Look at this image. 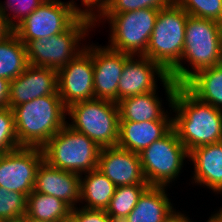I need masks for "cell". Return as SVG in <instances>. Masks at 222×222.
Masks as SVG:
<instances>
[{"instance_id":"cell-1","label":"cell","mask_w":222,"mask_h":222,"mask_svg":"<svg viewBox=\"0 0 222 222\" xmlns=\"http://www.w3.org/2000/svg\"><path fill=\"white\" fill-rule=\"evenodd\" d=\"M163 88L169 107L175 112L173 129L188 152L222 141V110L200 101L170 77Z\"/></svg>"},{"instance_id":"cell-2","label":"cell","mask_w":222,"mask_h":222,"mask_svg":"<svg viewBox=\"0 0 222 222\" xmlns=\"http://www.w3.org/2000/svg\"><path fill=\"white\" fill-rule=\"evenodd\" d=\"M222 23L211 19L188 16L185 42L180 62L168 73L178 85H183L197 71L221 63ZM187 61L191 67L184 66Z\"/></svg>"},{"instance_id":"cell-3","label":"cell","mask_w":222,"mask_h":222,"mask_svg":"<svg viewBox=\"0 0 222 222\" xmlns=\"http://www.w3.org/2000/svg\"><path fill=\"white\" fill-rule=\"evenodd\" d=\"M20 147L42 148L66 124L67 107L59 93L12 108Z\"/></svg>"},{"instance_id":"cell-4","label":"cell","mask_w":222,"mask_h":222,"mask_svg":"<svg viewBox=\"0 0 222 222\" xmlns=\"http://www.w3.org/2000/svg\"><path fill=\"white\" fill-rule=\"evenodd\" d=\"M44 160L52 167L82 175L98 167L101 148L66 124L43 147Z\"/></svg>"},{"instance_id":"cell-5","label":"cell","mask_w":222,"mask_h":222,"mask_svg":"<svg viewBox=\"0 0 222 222\" xmlns=\"http://www.w3.org/2000/svg\"><path fill=\"white\" fill-rule=\"evenodd\" d=\"M188 16L174 2L159 9L144 56L158 63L167 73L180 62Z\"/></svg>"},{"instance_id":"cell-6","label":"cell","mask_w":222,"mask_h":222,"mask_svg":"<svg viewBox=\"0 0 222 222\" xmlns=\"http://www.w3.org/2000/svg\"><path fill=\"white\" fill-rule=\"evenodd\" d=\"M74 130L83 133L100 148L117 146L119 141L118 103L104 99H91L71 104L67 108Z\"/></svg>"},{"instance_id":"cell-7","label":"cell","mask_w":222,"mask_h":222,"mask_svg":"<svg viewBox=\"0 0 222 222\" xmlns=\"http://www.w3.org/2000/svg\"><path fill=\"white\" fill-rule=\"evenodd\" d=\"M93 27L90 20L78 18L61 34L30 40L26 44L28 63L58 72L85 49L86 44L80 45L81 41L85 39V35H89Z\"/></svg>"},{"instance_id":"cell-8","label":"cell","mask_w":222,"mask_h":222,"mask_svg":"<svg viewBox=\"0 0 222 222\" xmlns=\"http://www.w3.org/2000/svg\"><path fill=\"white\" fill-rule=\"evenodd\" d=\"M159 10L144 8L114 15H102L94 23L107 20L110 23L108 48L130 55H144L152 34Z\"/></svg>"},{"instance_id":"cell-9","label":"cell","mask_w":222,"mask_h":222,"mask_svg":"<svg viewBox=\"0 0 222 222\" xmlns=\"http://www.w3.org/2000/svg\"><path fill=\"white\" fill-rule=\"evenodd\" d=\"M139 157L147 183L167 187L179 177L189 152L172 128L164 137L140 152Z\"/></svg>"},{"instance_id":"cell-10","label":"cell","mask_w":222,"mask_h":222,"mask_svg":"<svg viewBox=\"0 0 222 222\" xmlns=\"http://www.w3.org/2000/svg\"><path fill=\"white\" fill-rule=\"evenodd\" d=\"M78 18H83V9L74 0H45L31 14L20 21L13 32L26 45L30 40L47 38L66 31Z\"/></svg>"},{"instance_id":"cell-11","label":"cell","mask_w":222,"mask_h":222,"mask_svg":"<svg viewBox=\"0 0 222 222\" xmlns=\"http://www.w3.org/2000/svg\"><path fill=\"white\" fill-rule=\"evenodd\" d=\"M43 160L42 148L37 147H19L0 155V187L28 196Z\"/></svg>"},{"instance_id":"cell-12","label":"cell","mask_w":222,"mask_h":222,"mask_svg":"<svg viewBox=\"0 0 222 222\" xmlns=\"http://www.w3.org/2000/svg\"><path fill=\"white\" fill-rule=\"evenodd\" d=\"M58 93L67 108L95 99L93 58L86 49L58 71Z\"/></svg>"},{"instance_id":"cell-13","label":"cell","mask_w":222,"mask_h":222,"mask_svg":"<svg viewBox=\"0 0 222 222\" xmlns=\"http://www.w3.org/2000/svg\"><path fill=\"white\" fill-rule=\"evenodd\" d=\"M94 67V98L118 103V84L130 54L114 51L107 46L87 45Z\"/></svg>"},{"instance_id":"cell-14","label":"cell","mask_w":222,"mask_h":222,"mask_svg":"<svg viewBox=\"0 0 222 222\" xmlns=\"http://www.w3.org/2000/svg\"><path fill=\"white\" fill-rule=\"evenodd\" d=\"M136 56L130 55L125 63L118 84V102L127 97L156 91V76L162 84L169 78V74L158 63L144 55Z\"/></svg>"},{"instance_id":"cell-15","label":"cell","mask_w":222,"mask_h":222,"mask_svg":"<svg viewBox=\"0 0 222 222\" xmlns=\"http://www.w3.org/2000/svg\"><path fill=\"white\" fill-rule=\"evenodd\" d=\"M58 92V72L42 66L28 65L9 83L8 107Z\"/></svg>"},{"instance_id":"cell-16","label":"cell","mask_w":222,"mask_h":222,"mask_svg":"<svg viewBox=\"0 0 222 222\" xmlns=\"http://www.w3.org/2000/svg\"><path fill=\"white\" fill-rule=\"evenodd\" d=\"M97 169L116 187L149 185L143 174L139 154L118 146L101 148Z\"/></svg>"},{"instance_id":"cell-17","label":"cell","mask_w":222,"mask_h":222,"mask_svg":"<svg viewBox=\"0 0 222 222\" xmlns=\"http://www.w3.org/2000/svg\"><path fill=\"white\" fill-rule=\"evenodd\" d=\"M80 177L77 173L52 167L43 160L37 169L33 190L61 199L73 209L81 201Z\"/></svg>"},{"instance_id":"cell-18","label":"cell","mask_w":222,"mask_h":222,"mask_svg":"<svg viewBox=\"0 0 222 222\" xmlns=\"http://www.w3.org/2000/svg\"><path fill=\"white\" fill-rule=\"evenodd\" d=\"M188 159L194 166L192 183L222 194V141L192 149Z\"/></svg>"},{"instance_id":"cell-19","label":"cell","mask_w":222,"mask_h":222,"mask_svg":"<svg viewBox=\"0 0 222 222\" xmlns=\"http://www.w3.org/2000/svg\"><path fill=\"white\" fill-rule=\"evenodd\" d=\"M173 128V121H119L117 146L139 154Z\"/></svg>"},{"instance_id":"cell-20","label":"cell","mask_w":222,"mask_h":222,"mask_svg":"<svg viewBox=\"0 0 222 222\" xmlns=\"http://www.w3.org/2000/svg\"><path fill=\"white\" fill-rule=\"evenodd\" d=\"M156 94H158L156 91H151L120 100L118 102L119 121H173L167 109L164 112L162 100Z\"/></svg>"},{"instance_id":"cell-21","label":"cell","mask_w":222,"mask_h":222,"mask_svg":"<svg viewBox=\"0 0 222 222\" xmlns=\"http://www.w3.org/2000/svg\"><path fill=\"white\" fill-rule=\"evenodd\" d=\"M167 196L166 187L149 186L123 222H164L176 211Z\"/></svg>"},{"instance_id":"cell-22","label":"cell","mask_w":222,"mask_h":222,"mask_svg":"<svg viewBox=\"0 0 222 222\" xmlns=\"http://www.w3.org/2000/svg\"><path fill=\"white\" fill-rule=\"evenodd\" d=\"M183 86L200 101L222 110V63L197 71Z\"/></svg>"},{"instance_id":"cell-23","label":"cell","mask_w":222,"mask_h":222,"mask_svg":"<svg viewBox=\"0 0 222 222\" xmlns=\"http://www.w3.org/2000/svg\"><path fill=\"white\" fill-rule=\"evenodd\" d=\"M72 208L54 196L32 191L27 196L28 221L34 222H70Z\"/></svg>"},{"instance_id":"cell-24","label":"cell","mask_w":222,"mask_h":222,"mask_svg":"<svg viewBox=\"0 0 222 222\" xmlns=\"http://www.w3.org/2000/svg\"><path fill=\"white\" fill-rule=\"evenodd\" d=\"M80 177V203L86 202V209L106 210L114 195L116 186L98 169Z\"/></svg>"},{"instance_id":"cell-25","label":"cell","mask_w":222,"mask_h":222,"mask_svg":"<svg viewBox=\"0 0 222 222\" xmlns=\"http://www.w3.org/2000/svg\"><path fill=\"white\" fill-rule=\"evenodd\" d=\"M28 65L26 45L12 31L0 40V77L11 81Z\"/></svg>"},{"instance_id":"cell-26","label":"cell","mask_w":222,"mask_h":222,"mask_svg":"<svg viewBox=\"0 0 222 222\" xmlns=\"http://www.w3.org/2000/svg\"><path fill=\"white\" fill-rule=\"evenodd\" d=\"M150 185H126L118 186L110 200L106 213L114 222H123L129 213L135 208L142 193Z\"/></svg>"},{"instance_id":"cell-27","label":"cell","mask_w":222,"mask_h":222,"mask_svg":"<svg viewBox=\"0 0 222 222\" xmlns=\"http://www.w3.org/2000/svg\"><path fill=\"white\" fill-rule=\"evenodd\" d=\"M190 16L222 23V0H173Z\"/></svg>"},{"instance_id":"cell-28","label":"cell","mask_w":222,"mask_h":222,"mask_svg":"<svg viewBox=\"0 0 222 222\" xmlns=\"http://www.w3.org/2000/svg\"><path fill=\"white\" fill-rule=\"evenodd\" d=\"M27 196L0 187V221L26 216Z\"/></svg>"},{"instance_id":"cell-29","label":"cell","mask_w":222,"mask_h":222,"mask_svg":"<svg viewBox=\"0 0 222 222\" xmlns=\"http://www.w3.org/2000/svg\"><path fill=\"white\" fill-rule=\"evenodd\" d=\"M14 114L11 108H0V155L19 148Z\"/></svg>"},{"instance_id":"cell-30","label":"cell","mask_w":222,"mask_h":222,"mask_svg":"<svg viewBox=\"0 0 222 222\" xmlns=\"http://www.w3.org/2000/svg\"><path fill=\"white\" fill-rule=\"evenodd\" d=\"M173 0H109L102 15L121 14L144 8L162 9L169 6Z\"/></svg>"},{"instance_id":"cell-31","label":"cell","mask_w":222,"mask_h":222,"mask_svg":"<svg viewBox=\"0 0 222 222\" xmlns=\"http://www.w3.org/2000/svg\"><path fill=\"white\" fill-rule=\"evenodd\" d=\"M44 1L45 0H7L4 4L0 2V9L6 17L7 24L13 29ZM9 9L11 12H14L11 17L8 12ZM15 19L17 21H15Z\"/></svg>"},{"instance_id":"cell-32","label":"cell","mask_w":222,"mask_h":222,"mask_svg":"<svg viewBox=\"0 0 222 222\" xmlns=\"http://www.w3.org/2000/svg\"><path fill=\"white\" fill-rule=\"evenodd\" d=\"M70 222H114L105 210L75 207L71 210Z\"/></svg>"},{"instance_id":"cell-33","label":"cell","mask_w":222,"mask_h":222,"mask_svg":"<svg viewBox=\"0 0 222 222\" xmlns=\"http://www.w3.org/2000/svg\"><path fill=\"white\" fill-rule=\"evenodd\" d=\"M81 2L85 6V9L83 8V18L94 24L105 12L109 0H81Z\"/></svg>"},{"instance_id":"cell-34","label":"cell","mask_w":222,"mask_h":222,"mask_svg":"<svg viewBox=\"0 0 222 222\" xmlns=\"http://www.w3.org/2000/svg\"><path fill=\"white\" fill-rule=\"evenodd\" d=\"M9 83L7 79L0 77V108L8 106Z\"/></svg>"},{"instance_id":"cell-35","label":"cell","mask_w":222,"mask_h":222,"mask_svg":"<svg viewBox=\"0 0 222 222\" xmlns=\"http://www.w3.org/2000/svg\"><path fill=\"white\" fill-rule=\"evenodd\" d=\"M13 29L7 24L6 17L0 9V40L10 34Z\"/></svg>"},{"instance_id":"cell-36","label":"cell","mask_w":222,"mask_h":222,"mask_svg":"<svg viewBox=\"0 0 222 222\" xmlns=\"http://www.w3.org/2000/svg\"><path fill=\"white\" fill-rule=\"evenodd\" d=\"M164 222H192L190 218L181 212L175 211Z\"/></svg>"},{"instance_id":"cell-37","label":"cell","mask_w":222,"mask_h":222,"mask_svg":"<svg viewBox=\"0 0 222 222\" xmlns=\"http://www.w3.org/2000/svg\"><path fill=\"white\" fill-rule=\"evenodd\" d=\"M208 222H222V208L215 214H211V217L207 220Z\"/></svg>"},{"instance_id":"cell-38","label":"cell","mask_w":222,"mask_h":222,"mask_svg":"<svg viewBox=\"0 0 222 222\" xmlns=\"http://www.w3.org/2000/svg\"><path fill=\"white\" fill-rule=\"evenodd\" d=\"M0 222H29V221L27 220L26 216H22L14 219L2 220Z\"/></svg>"}]
</instances>
